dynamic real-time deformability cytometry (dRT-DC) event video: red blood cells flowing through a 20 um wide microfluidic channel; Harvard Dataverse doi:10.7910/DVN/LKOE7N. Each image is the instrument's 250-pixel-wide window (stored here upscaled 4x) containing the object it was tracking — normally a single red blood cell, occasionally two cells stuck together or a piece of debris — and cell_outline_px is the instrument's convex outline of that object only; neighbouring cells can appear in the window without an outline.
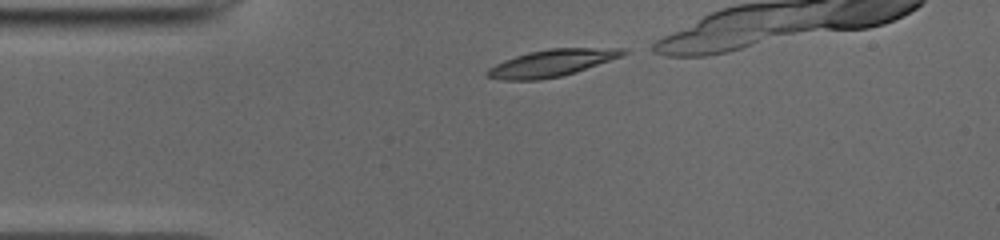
{"species": "common noctule bat (a hibernating species)", "species_latin": "Nyctalus noctula", "temperature_condition": "cold", "stored_images_in_passage": 11, "camera_frame_rate_fps": 3000, "um_per_image_px": 0.085, "animal": {"sex": "male", "body_mass_g": 19.0, "forearm_length_mm": 50.8}, "frame": {"image": 1, "passage_image": 1, "time_ms": 0.0, "image_size_px": [1000, 240], "cell_outline_px": [[628, 52], [624, 56], [576, 72], [560, 76], [540, 80], [504, 80], [488, 76], [484, 72], [488, 68], [504, 60], [528, 52], [548, 48], [628, 48]], "centroid_in_image_um": [46.95, 5.35], "position_along_channel_um": 38.1, "area_um2": 21.44}}
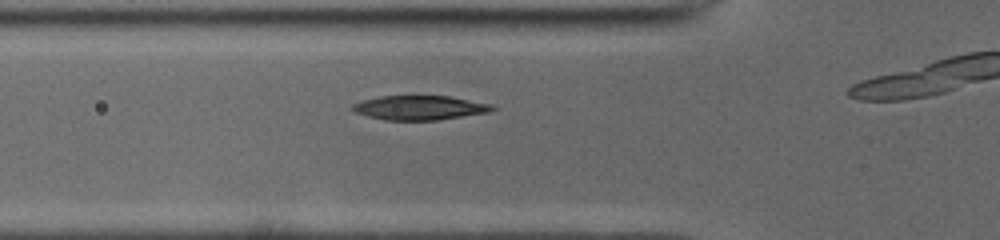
{"frame": {"image": 2, "passage_image": 7, "time_ms": 2.0, "image_size_px": [1000, 240], "cell_outline_px": [[496, 108], [492, 112], [436, 120], [384, 120], [368, 116], [356, 112], [352, 108], [352, 104], [364, 100], [380, 96], [448, 96], [492, 104]], "centroid_in_image_um": [35.71, 9.16], "position_along_channel_um": 90.1, "area_um2": 19.71}}
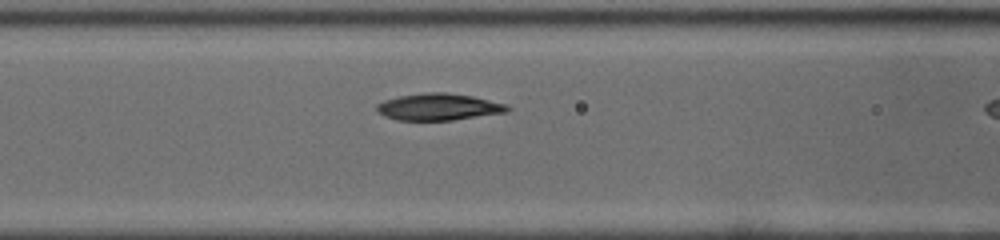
{"frame": {"image": 3, "passage_image": 10, "time_ms": 3.0, "image_size_px": [1000, 240], "cell_outline_px": [[512, 108], [508, 112], [452, 120], [396, 120], [384, 116], [376, 112], [376, 104], [384, 100], [400, 96], [428, 92], [444, 92], [472, 96], [508, 104]], "centroid_in_image_um": [37.29, 9.09], "position_along_channel_um": 129.3, "area_um2": 20.52}}